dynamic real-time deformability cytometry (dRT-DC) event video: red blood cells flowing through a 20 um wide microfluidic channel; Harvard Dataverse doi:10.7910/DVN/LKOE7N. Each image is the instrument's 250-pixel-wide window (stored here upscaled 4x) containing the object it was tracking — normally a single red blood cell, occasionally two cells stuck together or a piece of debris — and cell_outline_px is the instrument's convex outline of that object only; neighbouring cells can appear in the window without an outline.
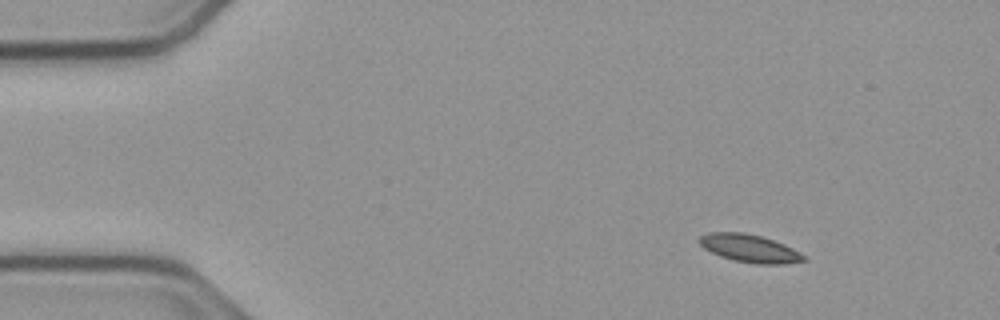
{"species": "common noctule bat (a hibernating species)", "species_latin": "Nyctalus noctula", "temperature_condition": "cold", "stored_images_in_passage": 55, "camera_frame_rate_fps": 3000, "um_per_image_px": 0.085, "animal": {"sex": "male", "body_mass_g": 23.1, "forearm_length_mm": 52.7}, "frame": {"image": 1, "passage_image": 7, "time_ms": 2.0, "image_size_px": [1000, 320], "cell_outline_px": [[808, 260], [784, 264], [756, 264], [732, 260], [720, 256], [704, 248], [696, 240], [700, 236], [708, 232], [744, 232], [760, 236], [784, 244], [808, 256]], "centroid_in_image_um": [63.73, 21.12], "position_along_channel_um": 21.3, "area_um2": 17.11}}
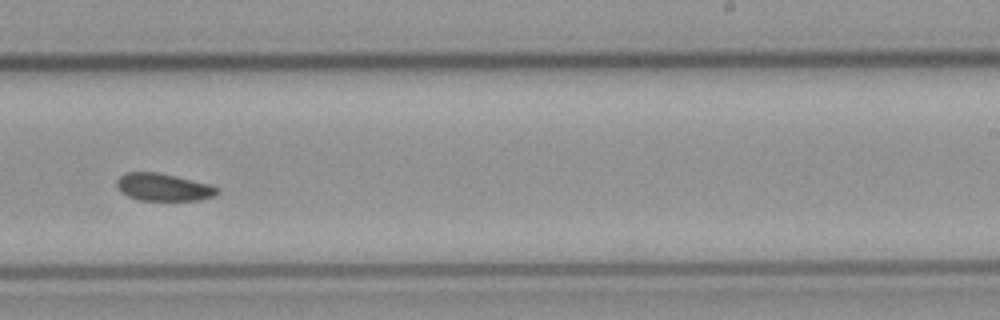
{"frame": {"image": 2, "passage_image": 34, "time_ms": 11.0, "image_size_px": [1000, 320], "cell_outline_px": [[220, 192], [212, 196], [200, 200], [140, 200], [128, 196], [120, 192], [116, 184], [116, 180], [124, 172], [156, 172], [176, 176], [212, 184], [220, 188]], "centroid_in_image_um": [13.9, 15.9], "position_along_channel_um": 275.1, "area_um2": 16.24}}
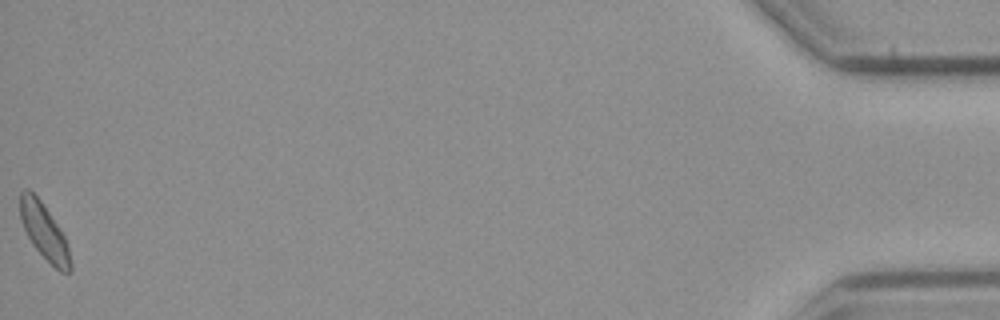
{"frame": {"image": 3, "passage_image": 55, "time_ms": 18.0, "image_size_px": [1000, 320], "cell_outline_px": [[72, 272], [60, 272], [32, 244], [20, 220], [20, 192], [24, 188], [28, 188], [40, 200], [60, 228], [68, 244], [72, 264]], "centroid_in_image_um": [3.77, 19.68], "position_along_channel_um": 431.4, "area_um2": 16.24}, "authors_computed_cell_mechanics": {"area_um2": 16.5308, "velocity_mm_per_s": 3.7546, "shape_relaxation_time_tau1_ms": 6.5397, "shape_relaxation_time_tau2_ms": null, "deformation_change_tau1": 0.1093, "deformation_change_tau2": null}}